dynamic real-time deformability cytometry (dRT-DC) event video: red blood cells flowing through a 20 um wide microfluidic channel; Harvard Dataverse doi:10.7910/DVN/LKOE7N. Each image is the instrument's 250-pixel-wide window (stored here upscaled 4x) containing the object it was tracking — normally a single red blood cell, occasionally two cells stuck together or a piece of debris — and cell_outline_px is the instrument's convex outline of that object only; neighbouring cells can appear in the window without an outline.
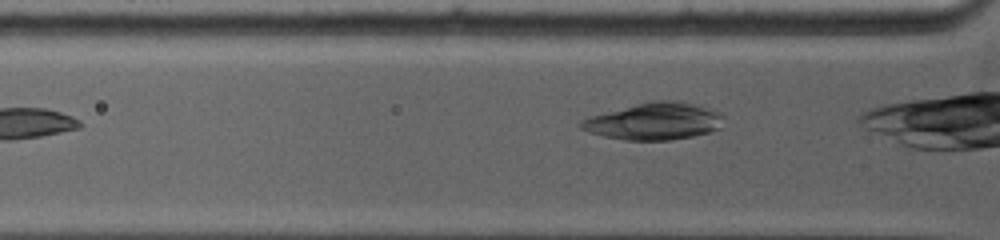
{"species": "common noctule bat (a hibernating species)", "species_latin": "Nyctalus noctula", "temperature_condition": "warm", "stored_images_in_passage": 7, "segment_of_instrument_passage": [2, 2], "camera_frame_rate_fps": 5000, "um_per_image_px": 0.085, "animal": {"sex": "female", "body_mass_g": 19.0, "forearm_length_mm": 53.3}, "frame": {"image": 1, "passage_image": 7, "time_ms": 3.0, "image_size_px": [1000, 240], "cell_outline_px": [[720, 128], [708, 132], [692, 136], [672, 140], [624, 140], [604, 136], [588, 132], [580, 128], [580, 120], [588, 116], [636, 104], [656, 100], [672, 100], [692, 104], [708, 108], [720, 112]], "centroid_in_image_um": [55.54, 10.31], "position_along_channel_um": 70.3, "area_um2": 30.4}}